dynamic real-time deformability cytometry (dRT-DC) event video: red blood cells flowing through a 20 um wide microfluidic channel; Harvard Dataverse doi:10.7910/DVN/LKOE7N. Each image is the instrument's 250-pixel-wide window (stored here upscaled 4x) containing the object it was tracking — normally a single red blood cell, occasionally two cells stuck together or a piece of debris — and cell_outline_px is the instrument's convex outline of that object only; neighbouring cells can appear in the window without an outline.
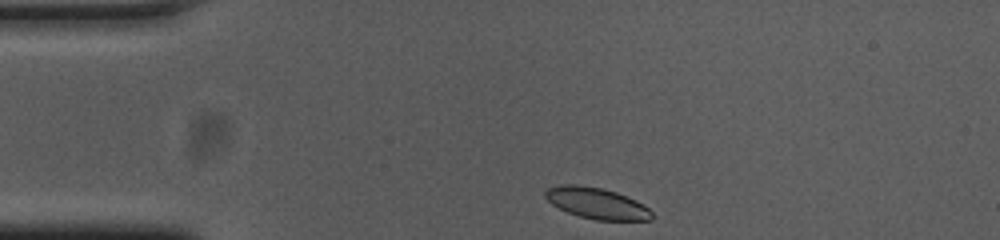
{"species": "common noctule bat (a hibernating species)", "species_latin": "Nyctalus noctula", "temperature_condition": "cold", "stored_images_in_passage": 35, "camera_frame_rate_fps": 3000, "um_per_image_px": 0.085, "animal": {"sex": "female", "body_mass_g": 23.0, "forearm_length_mm": 53.4}, "frame": {"image": 1, "passage_image": 1, "time_ms": 0.0, "image_size_px": [1000, 240], "cell_outline_px": [[652, 220], [596, 220], [580, 216], [568, 212], [552, 204], [544, 196], [544, 192], [548, 188], [564, 184], [572, 184], [600, 188], [616, 192], [636, 200], [648, 208], [652, 212]], "centroid_in_image_um": [50.72, 17.28], "position_along_channel_um": 34.3, "area_um2": 19.07}}
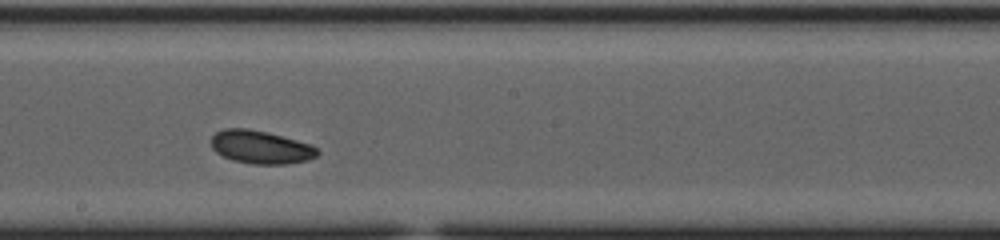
{"frame": {"image": 2, "passage_image": 20, "time_ms": 6.333, "image_size_px": [1000, 240], "cell_outline_px": [[320, 152], [316, 156], [308, 160], [288, 164], [252, 164], [232, 160], [216, 152], [212, 148], [212, 136], [216, 132], [224, 128], [248, 128], [312, 144]], "centroid_in_image_um": [22.16, 12.51], "position_along_channel_um": 226.0, "area_um2": 20.4}}
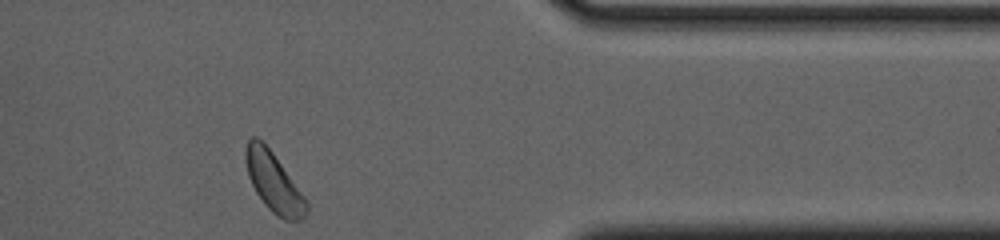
{"frame": {"image": 3, "passage_image": 35, "time_ms": 11.333, "image_size_px": [1000, 240], "cell_outline_px": [[308, 212], [300, 220], [284, 220], [276, 216], [264, 204], [256, 192], [248, 176], [244, 160], [244, 152], [248, 140], [252, 136], [256, 136], [272, 152], [308, 200]], "centroid_in_image_um": [23.27, 15.51], "position_along_channel_um": 388.1, "area_um2": 21.1}, "authors_computed_cell_mechanics": {"area_um2": 20.1722, "velocity_mm_per_s": 3.6731, "shape_relaxation_time_tau1_ms": 5.8228, "shape_relaxation_time_tau2_ms": null, "deformation_change_tau1": 0.1397, "deformation_change_tau2": null}}